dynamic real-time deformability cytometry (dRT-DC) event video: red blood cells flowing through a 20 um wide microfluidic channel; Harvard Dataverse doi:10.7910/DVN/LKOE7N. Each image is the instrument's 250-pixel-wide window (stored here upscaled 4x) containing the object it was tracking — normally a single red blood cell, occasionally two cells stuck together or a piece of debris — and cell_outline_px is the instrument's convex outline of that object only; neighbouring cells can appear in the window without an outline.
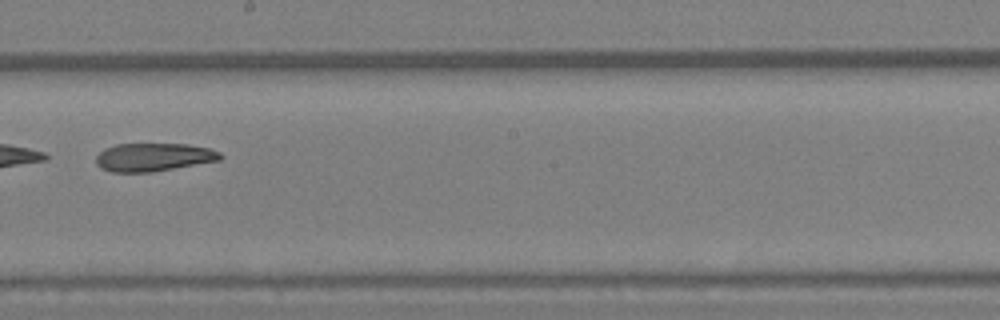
{"species": "Egyptian fruit bat (a non-hibernating species)", "species_latin": "Rousettus aegyptiacus", "temperature_condition": "warm", "stored_images_in_passage": 36, "camera_frame_rate_fps": 3000, "um_per_image_px": 0.085, "animal": {"sex": "female"}, "frame": {"image": 1, "passage_image": 21, "time_ms": 6.667, "image_size_px": [1000, 320], "cell_outline_px": [[224, 156], [220, 160], [152, 172], [112, 172], [100, 168], [96, 164], [96, 156], [104, 148], [116, 144], [188, 144], [208, 148], [220, 152]], "centroid_in_image_um": [13.04, 13.36], "position_along_channel_um": 235.2, "area_um2": 20.46}}